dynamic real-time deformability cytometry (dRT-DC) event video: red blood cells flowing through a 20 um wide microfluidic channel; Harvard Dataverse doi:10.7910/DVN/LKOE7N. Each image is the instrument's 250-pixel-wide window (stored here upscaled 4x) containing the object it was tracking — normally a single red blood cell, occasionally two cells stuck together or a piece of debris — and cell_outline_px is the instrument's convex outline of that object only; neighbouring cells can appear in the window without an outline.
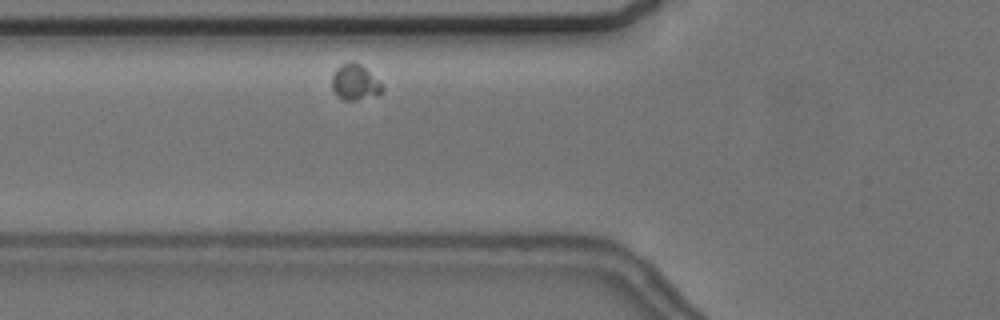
{"species": "common noctule bat (a hibernating species)", "species_latin": "Nyctalus noctula", "temperature_condition": "cold", "stored_images_in_passage": 31, "camera_frame_rate_fps": 3000, "um_per_image_px": 0.085, "animal": {"sex": "female", "body_mass_g": 24.6, "forearm_length_mm": 56.2}, "frame": {"image": 1, "passage_image": 5, "time_ms": 1.333, "image_size_px": [1000, 320], "cell_outline_px": [[384, 88], [376, 96], [356, 100], [344, 100], [332, 88], [332, 76], [336, 68], [340, 64], [360, 64], [384, 84]], "centroid_in_image_um": [30.21, 7.01], "position_along_channel_um": 95.6, "area_um2": 10.23}}